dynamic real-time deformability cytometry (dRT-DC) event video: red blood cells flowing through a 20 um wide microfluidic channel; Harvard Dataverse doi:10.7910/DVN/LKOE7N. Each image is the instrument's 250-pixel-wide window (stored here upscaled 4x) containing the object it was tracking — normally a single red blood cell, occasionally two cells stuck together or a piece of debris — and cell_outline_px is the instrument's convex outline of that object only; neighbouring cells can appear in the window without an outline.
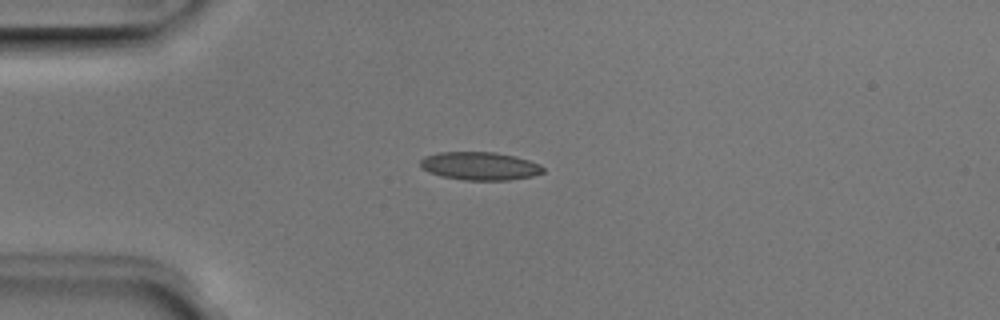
{"species": "Egyptian fruit bat (a non-hibernating species)", "species_latin": "Rousettus aegyptiacus", "temperature_condition": "room temperature", "stored_images_in_passage": 3, "camera_frame_rate_fps": 3000, "um_per_image_px": 0.085, "animal": {"sex": "male"}, "frame": {"image": 1, "passage_image": 2, "time_ms": 0.333, "image_size_px": [1000, 320], "cell_outline_px": [[544, 172], [532, 176], [508, 180], [464, 180], [440, 176], [428, 172], [420, 164], [420, 160], [424, 156], [440, 152], [496, 152], [516, 156], [540, 164], [544, 168]], "centroid_in_image_um": [40.79, 14.11], "position_along_channel_um": 44.2, "area_um2": 20.17}}